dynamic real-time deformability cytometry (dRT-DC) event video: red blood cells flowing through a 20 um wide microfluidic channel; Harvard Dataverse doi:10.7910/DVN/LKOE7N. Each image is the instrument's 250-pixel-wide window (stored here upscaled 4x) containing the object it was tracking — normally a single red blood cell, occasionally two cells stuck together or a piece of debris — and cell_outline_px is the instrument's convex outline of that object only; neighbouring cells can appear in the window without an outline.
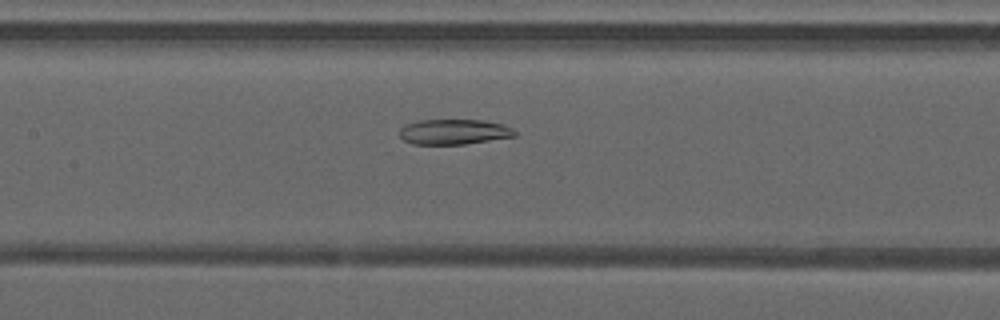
{"species": "common noctule bat (a hibernating species)", "species_latin": "Nyctalus noctula", "temperature_condition": "warm", "stored_images_in_passage": 43, "camera_frame_rate_fps": 3000, "um_per_image_px": 0.085, "animal": {"sex": "male", "forearm_length_mm": 52.5}, "frame": {"image": 1, "passage_image": 18, "time_ms": 5.667, "image_size_px": [1000, 320], "cell_outline_px": [[516, 136], [464, 144], [412, 144], [404, 140], [396, 132], [404, 124], [420, 120], [484, 120], [500, 124], [512, 128], [516, 132]], "centroid_in_image_um": [38.52, 11.2], "position_along_channel_um": 168.9, "area_um2": 16.99}}
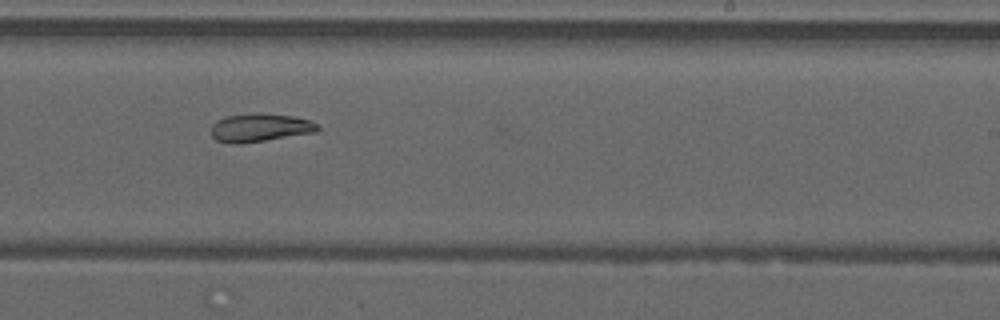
{"frame": {"image": 2, "passage_image": 25, "time_ms": 8.0, "image_size_px": [1000, 320], "cell_outline_px": [[320, 128], [316, 132], [264, 140], [236, 144], [228, 144], [216, 140], [212, 136], [212, 124], [216, 120], [228, 116], [292, 116], [308, 120], [316, 124]], "centroid_in_image_um": [22.06, 10.91], "position_along_channel_um": 266.9, "area_um2": 16.47}}
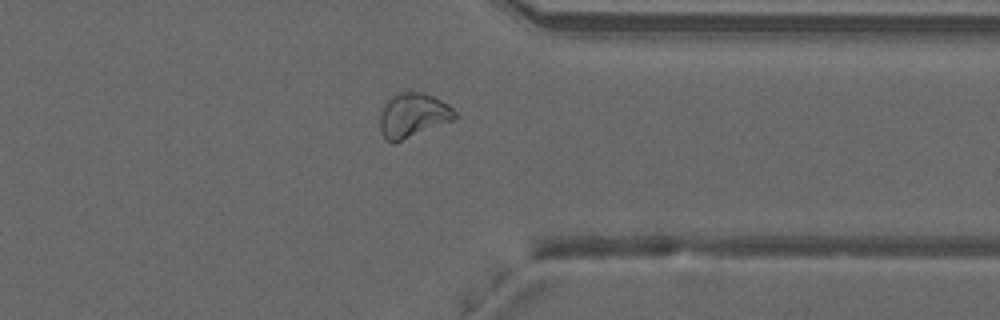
{"frame": {"image": 3, "passage_image": 33, "time_ms": 10.667, "image_size_px": [1000, 320], "cell_outline_px": [[456, 120], [392, 144], [380, 132], [380, 112], [388, 100], [392, 96], [400, 92], [424, 92], [448, 104], [456, 112]], "centroid_in_image_um": [35.12, 9.81], "position_along_channel_um": 376.3, "area_um2": 19.42}, "authors_computed_cell_mechanics": {"area_um2": 18.0914, "velocity_mm_per_s": 4.2229, "shape_relaxation_time_tau1_ms": null, "shape_relaxation_time_tau2_ms": 6.3819, "deformation_change_tau1": null, "deformation_change_tau2": 0.1346}}